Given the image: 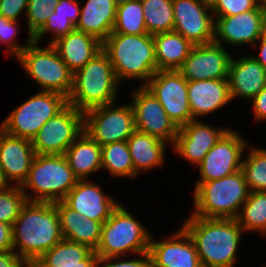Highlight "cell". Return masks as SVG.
Here are the masks:
<instances>
[{
  "mask_svg": "<svg viewBox=\"0 0 266 267\" xmlns=\"http://www.w3.org/2000/svg\"><path fill=\"white\" fill-rule=\"evenodd\" d=\"M12 226L13 251L28 265L63 240L54 202L28 201Z\"/></svg>",
  "mask_w": 266,
  "mask_h": 267,
  "instance_id": "obj_1",
  "label": "cell"
},
{
  "mask_svg": "<svg viewBox=\"0 0 266 267\" xmlns=\"http://www.w3.org/2000/svg\"><path fill=\"white\" fill-rule=\"evenodd\" d=\"M182 228L191 237L202 267H234L243 234L236 219L191 215Z\"/></svg>",
  "mask_w": 266,
  "mask_h": 267,
  "instance_id": "obj_2",
  "label": "cell"
},
{
  "mask_svg": "<svg viewBox=\"0 0 266 267\" xmlns=\"http://www.w3.org/2000/svg\"><path fill=\"white\" fill-rule=\"evenodd\" d=\"M102 50L113 66L118 83L124 78L141 79L145 86L157 72L155 42L152 35L111 33L103 42Z\"/></svg>",
  "mask_w": 266,
  "mask_h": 267,
  "instance_id": "obj_3",
  "label": "cell"
},
{
  "mask_svg": "<svg viewBox=\"0 0 266 267\" xmlns=\"http://www.w3.org/2000/svg\"><path fill=\"white\" fill-rule=\"evenodd\" d=\"M118 84L111 61L101 50L73 73L68 104L84 113L96 107L115 103Z\"/></svg>",
  "mask_w": 266,
  "mask_h": 267,
  "instance_id": "obj_4",
  "label": "cell"
},
{
  "mask_svg": "<svg viewBox=\"0 0 266 267\" xmlns=\"http://www.w3.org/2000/svg\"><path fill=\"white\" fill-rule=\"evenodd\" d=\"M196 183L192 215L198 217L236 219L250 193L242 170L221 179Z\"/></svg>",
  "mask_w": 266,
  "mask_h": 267,
  "instance_id": "obj_5",
  "label": "cell"
},
{
  "mask_svg": "<svg viewBox=\"0 0 266 267\" xmlns=\"http://www.w3.org/2000/svg\"><path fill=\"white\" fill-rule=\"evenodd\" d=\"M79 181L64 155L36 154L27 179L20 186L28 201H62ZM27 189L32 190V195Z\"/></svg>",
  "mask_w": 266,
  "mask_h": 267,
  "instance_id": "obj_6",
  "label": "cell"
},
{
  "mask_svg": "<svg viewBox=\"0 0 266 267\" xmlns=\"http://www.w3.org/2000/svg\"><path fill=\"white\" fill-rule=\"evenodd\" d=\"M150 239L147 229L119 204L102 224L100 241L94 252L99 258H125L128 252L139 255L149 251Z\"/></svg>",
  "mask_w": 266,
  "mask_h": 267,
  "instance_id": "obj_7",
  "label": "cell"
},
{
  "mask_svg": "<svg viewBox=\"0 0 266 267\" xmlns=\"http://www.w3.org/2000/svg\"><path fill=\"white\" fill-rule=\"evenodd\" d=\"M31 41L16 57L25 71L41 86V91H51L68 98L73 84V72L60 58L52 44L38 47Z\"/></svg>",
  "mask_w": 266,
  "mask_h": 267,
  "instance_id": "obj_8",
  "label": "cell"
},
{
  "mask_svg": "<svg viewBox=\"0 0 266 267\" xmlns=\"http://www.w3.org/2000/svg\"><path fill=\"white\" fill-rule=\"evenodd\" d=\"M67 105L68 99L64 95L39 90L5 118L2 122L3 131L11 136L32 141L41 127Z\"/></svg>",
  "mask_w": 266,
  "mask_h": 267,
  "instance_id": "obj_9",
  "label": "cell"
},
{
  "mask_svg": "<svg viewBox=\"0 0 266 267\" xmlns=\"http://www.w3.org/2000/svg\"><path fill=\"white\" fill-rule=\"evenodd\" d=\"M135 130L131 104L112 103L83 113V131L100 146L127 141Z\"/></svg>",
  "mask_w": 266,
  "mask_h": 267,
  "instance_id": "obj_10",
  "label": "cell"
},
{
  "mask_svg": "<svg viewBox=\"0 0 266 267\" xmlns=\"http://www.w3.org/2000/svg\"><path fill=\"white\" fill-rule=\"evenodd\" d=\"M82 132L83 113L68 104L41 127L31 142L35 154L64 155Z\"/></svg>",
  "mask_w": 266,
  "mask_h": 267,
  "instance_id": "obj_11",
  "label": "cell"
},
{
  "mask_svg": "<svg viewBox=\"0 0 266 267\" xmlns=\"http://www.w3.org/2000/svg\"><path fill=\"white\" fill-rule=\"evenodd\" d=\"M145 87L159 100L178 128L192 120L188 81L178 70H158Z\"/></svg>",
  "mask_w": 266,
  "mask_h": 267,
  "instance_id": "obj_12",
  "label": "cell"
},
{
  "mask_svg": "<svg viewBox=\"0 0 266 267\" xmlns=\"http://www.w3.org/2000/svg\"><path fill=\"white\" fill-rule=\"evenodd\" d=\"M239 134L235 130L228 129L219 138L197 165L200 170V180L197 182L221 179L241 170V157L248 144Z\"/></svg>",
  "mask_w": 266,
  "mask_h": 267,
  "instance_id": "obj_13",
  "label": "cell"
},
{
  "mask_svg": "<svg viewBox=\"0 0 266 267\" xmlns=\"http://www.w3.org/2000/svg\"><path fill=\"white\" fill-rule=\"evenodd\" d=\"M132 98L135 129L173 146L179 128L166 114L159 100L145 86H139Z\"/></svg>",
  "mask_w": 266,
  "mask_h": 267,
  "instance_id": "obj_14",
  "label": "cell"
},
{
  "mask_svg": "<svg viewBox=\"0 0 266 267\" xmlns=\"http://www.w3.org/2000/svg\"><path fill=\"white\" fill-rule=\"evenodd\" d=\"M266 33L264 9L260 3L255 9L215 18L214 43L223 45L255 44ZM222 41V42H221Z\"/></svg>",
  "mask_w": 266,
  "mask_h": 267,
  "instance_id": "obj_15",
  "label": "cell"
},
{
  "mask_svg": "<svg viewBox=\"0 0 266 267\" xmlns=\"http://www.w3.org/2000/svg\"><path fill=\"white\" fill-rule=\"evenodd\" d=\"M231 59L223 45H194L178 71L187 81L228 79Z\"/></svg>",
  "mask_w": 266,
  "mask_h": 267,
  "instance_id": "obj_16",
  "label": "cell"
},
{
  "mask_svg": "<svg viewBox=\"0 0 266 267\" xmlns=\"http://www.w3.org/2000/svg\"><path fill=\"white\" fill-rule=\"evenodd\" d=\"M173 14L174 32L181 34L193 45L213 42L214 14L198 0H173Z\"/></svg>",
  "mask_w": 266,
  "mask_h": 267,
  "instance_id": "obj_17",
  "label": "cell"
},
{
  "mask_svg": "<svg viewBox=\"0 0 266 267\" xmlns=\"http://www.w3.org/2000/svg\"><path fill=\"white\" fill-rule=\"evenodd\" d=\"M151 267H202L195 245L181 227L169 239L149 244Z\"/></svg>",
  "mask_w": 266,
  "mask_h": 267,
  "instance_id": "obj_18",
  "label": "cell"
},
{
  "mask_svg": "<svg viewBox=\"0 0 266 267\" xmlns=\"http://www.w3.org/2000/svg\"><path fill=\"white\" fill-rule=\"evenodd\" d=\"M105 194L101 186L91 180H79L62 201L84 218L103 224L119 205L114 198Z\"/></svg>",
  "mask_w": 266,
  "mask_h": 267,
  "instance_id": "obj_19",
  "label": "cell"
},
{
  "mask_svg": "<svg viewBox=\"0 0 266 267\" xmlns=\"http://www.w3.org/2000/svg\"><path fill=\"white\" fill-rule=\"evenodd\" d=\"M199 119H193L179 128L173 149L179 156L197 166L228 130L217 129Z\"/></svg>",
  "mask_w": 266,
  "mask_h": 267,
  "instance_id": "obj_20",
  "label": "cell"
},
{
  "mask_svg": "<svg viewBox=\"0 0 266 267\" xmlns=\"http://www.w3.org/2000/svg\"><path fill=\"white\" fill-rule=\"evenodd\" d=\"M35 155L30 140L0 133V166L9 183L15 181L17 186L24 183Z\"/></svg>",
  "mask_w": 266,
  "mask_h": 267,
  "instance_id": "obj_21",
  "label": "cell"
},
{
  "mask_svg": "<svg viewBox=\"0 0 266 267\" xmlns=\"http://www.w3.org/2000/svg\"><path fill=\"white\" fill-rule=\"evenodd\" d=\"M228 81L232 100L237 96L252 100L266 87V69L253 56L232 58Z\"/></svg>",
  "mask_w": 266,
  "mask_h": 267,
  "instance_id": "obj_22",
  "label": "cell"
},
{
  "mask_svg": "<svg viewBox=\"0 0 266 267\" xmlns=\"http://www.w3.org/2000/svg\"><path fill=\"white\" fill-rule=\"evenodd\" d=\"M192 120L208 115L232 101L228 79L188 81Z\"/></svg>",
  "mask_w": 266,
  "mask_h": 267,
  "instance_id": "obj_23",
  "label": "cell"
},
{
  "mask_svg": "<svg viewBox=\"0 0 266 267\" xmlns=\"http://www.w3.org/2000/svg\"><path fill=\"white\" fill-rule=\"evenodd\" d=\"M52 45L73 73L102 50V42L99 39L77 29L58 38Z\"/></svg>",
  "mask_w": 266,
  "mask_h": 267,
  "instance_id": "obj_24",
  "label": "cell"
},
{
  "mask_svg": "<svg viewBox=\"0 0 266 267\" xmlns=\"http://www.w3.org/2000/svg\"><path fill=\"white\" fill-rule=\"evenodd\" d=\"M63 239L88 246L95 251L101 237L102 223L84 218L63 201L54 202Z\"/></svg>",
  "mask_w": 266,
  "mask_h": 267,
  "instance_id": "obj_25",
  "label": "cell"
},
{
  "mask_svg": "<svg viewBox=\"0 0 266 267\" xmlns=\"http://www.w3.org/2000/svg\"><path fill=\"white\" fill-rule=\"evenodd\" d=\"M99 257L88 246L63 239L45 252L35 267H98Z\"/></svg>",
  "mask_w": 266,
  "mask_h": 267,
  "instance_id": "obj_26",
  "label": "cell"
},
{
  "mask_svg": "<svg viewBox=\"0 0 266 267\" xmlns=\"http://www.w3.org/2000/svg\"><path fill=\"white\" fill-rule=\"evenodd\" d=\"M116 8L113 0H87L81 7L75 29L91 34L103 42L112 33Z\"/></svg>",
  "mask_w": 266,
  "mask_h": 267,
  "instance_id": "obj_27",
  "label": "cell"
},
{
  "mask_svg": "<svg viewBox=\"0 0 266 267\" xmlns=\"http://www.w3.org/2000/svg\"><path fill=\"white\" fill-rule=\"evenodd\" d=\"M127 144L134 166V178L142 171L160 167L165 162L167 143L155 136L135 130L127 139Z\"/></svg>",
  "mask_w": 266,
  "mask_h": 267,
  "instance_id": "obj_28",
  "label": "cell"
},
{
  "mask_svg": "<svg viewBox=\"0 0 266 267\" xmlns=\"http://www.w3.org/2000/svg\"><path fill=\"white\" fill-rule=\"evenodd\" d=\"M64 156L79 180H85L89 174L102 169L101 146L84 131L69 146Z\"/></svg>",
  "mask_w": 266,
  "mask_h": 267,
  "instance_id": "obj_29",
  "label": "cell"
},
{
  "mask_svg": "<svg viewBox=\"0 0 266 267\" xmlns=\"http://www.w3.org/2000/svg\"><path fill=\"white\" fill-rule=\"evenodd\" d=\"M158 70H178L188 57L193 44L171 31L153 35Z\"/></svg>",
  "mask_w": 266,
  "mask_h": 267,
  "instance_id": "obj_30",
  "label": "cell"
},
{
  "mask_svg": "<svg viewBox=\"0 0 266 267\" xmlns=\"http://www.w3.org/2000/svg\"><path fill=\"white\" fill-rule=\"evenodd\" d=\"M141 4L149 35L173 31V0H141Z\"/></svg>",
  "mask_w": 266,
  "mask_h": 267,
  "instance_id": "obj_31",
  "label": "cell"
},
{
  "mask_svg": "<svg viewBox=\"0 0 266 267\" xmlns=\"http://www.w3.org/2000/svg\"><path fill=\"white\" fill-rule=\"evenodd\" d=\"M102 169L113 177L134 178V166L127 141L108 143L101 146Z\"/></svg>",
  "mask_w": 266,
  "mask_h": 267,
  "instance_id": "obj_32",
  "label": "cell"
},
{
  "mask_svg": "<svg viewBox=\"0 0 266 267\" xmlns=\"http://www.w3.org/2000/svg\"><path fill=\"white\" fill-rule=\"evenodd\" d=\"M236 217L243 231L262 232L266 236V191L250 192Z\"/></svg>",
  "mask_w": 266,
  "mask_h": 267,
  "instance_id": "obj_33",
  "label": "cell"
},
{
  "mask_svg": "<svg viewBox=\"0 0 266 267\" xmlns=\"http://www.w3.org/2000/svg\"><path fill=\"white\" fill-rule=\"evenodd\" d=\"M112 33L129 35L148 34L141 0L131 1L117 6Z\"/></svg>",
  "mask_w": 266,
  "mask_h": 267,
  "instance_id": "obj_34",
  "label": "cell"
},
{
  "mask_svg": "<svg viewBox=\"0 0 266 267\" xmlns=\"http://www.w3.org/2000/svg\"><path fill=\"white\" fill-rule=\"evenodd\" d=\"M241 170L250 192L266 191V149L251 147Z\"/></svg>",
  "mask_w": 266,
  "mask_h": 267,
  "instance_id": "obj_35",
  "label": "cell"
},
{
  "mask_svg": "<svg viewBox=\"0 0 266 267\" xmlns=\"http://www.w3.org/2000/svg\"><path fill=\"white\" fill-rule=\"evenodd\" d=\"M27 202L26 194L20 186L13 184L0 190V222L13 225Z\"/></svg>",
  "mask_w": 266,
  "mask_h": 267,
  "instance_id": "obj_36",
  "label": "cell"
},
{
  "mask_svg": "<svg viewBox=\"0 0 266 267\" xmlns=\"http://www.w3.org/2000/svg\"><path fill=\"white\" fill-rule=\"evenodd\" d=\"M75 29V25L68 17L55 16V11L51 12L45 25L32 37L33 41L40 42L46 33L52 32L53 38L50 41L52 44L58 38L67 35Z\"/></svg>",
  "mask_w": 266,
  "mask_h": 267,
  "instance_id": "obj_37",
  "label": "cell"
},
{
  "mask_svg": "<svg viewBox=\"0 0 266 267\" xmlns=\"http://www.w3.org/2000/svg\"><path fill=\"white\" fill-rule=\"evenodd\" d=\"M17 33V21L0 16V43H6L8 53L10 52L9 54L14 55V57H17L33 40L32 37H29L27 44L21 46L14 42Z\"/></svg>",
  "mask_w": 266,
  "mask_h": 267,
  "instance_id": "obj_38",
  "label": "cell"
},
{
  "mask_svg": "<svg viewBox=\"0 0 266 267\" xmlns=\"http://www.w3.org/2000/svg\"><path fill=\"white\" fill-rule=\"evenodd\" d=\"M53 7L42 4H27L28 36L33 37L47 22Z\"/></svg>",
  "mask_w": 266,
  "mask_h": 267,
  "instance_id": "obj_39",
  "label": "cell"
},
{
  "mask_svg": "<svg viewBox=\"0 0 266 267\" xmlns=\"http://www.w3.org/2000/svg\"><path fill=\"white\" fill-rule=\"evenodd\" d=\"M260 3L259 0H218L212 13L214 17L237 15L255 9Z\"/></svg>",
  "mask_w": 266,
  "mask_h": 267,
  "instance_id": "obj_40",
  "label": "cell"
},
{
  "mask_svg": "<svg viewBox=\"0 0 266 267\" xmlns=\"http://www.w3.org/2000/svg\"><path fill=\"white\" fill-rule=\"evenodd\" d=\"M139 256L138 259L135 258L128 261L120 260L122 256L99 258L98 267H151L149 252L141 253ZM103 263L105 264L100 266Z\"/></svg>",
  "mask_w": 266,
  "mask_h": 267,
  "instance_id": "obj_41",
  "label": "cell"
},
{
  "mask_svg": "<svg viewBox=\"0 0 266 267\" xmlns=\"http://www.w3.org/2000/svg\"><path fill=\"white\" fill-rule=\"evenodd\" d=\"M76 0H60L53 10L55 16L68 17L69 20L76 26L79 21L81 6Z\"/></svg>",
  "mask_w": 266,
  "mask_h": 267,
  "instance_id": "obj_42",
  "label": "cell"
},
{
  "mask_svg": "<svg viewBox=\"0 0 266 267\" xmlns=\"http://www.w3.org/2000/svg\"><path fill=\"white\" fill-rule=\"evenodd\" d=\"M29 0H0V16L6 19L19 21V15L27 10Z\"/></svg>",
  "mask_w": 266,
  "mask_h": 267,
  "instance_id": "obj_43",
  "label": "cell"
},
{
  "mask_svg": "<svg viewBox=\"0 0 266 267\" xmlns=\"http://www.w3.org/2000/svg\"><path fill=\"white\" fill-rule=\"evenodd\" d=\"M13 251V226L0 222V252Z\"/></svg>",
  "mask_w": 266,
  "mask_h": 267,
  "instance_id": "obj_44",
  "label": "cell"
},
{
  "mask_svg": "<svg viewBox=\"0 0 266 267\" xmlns=\"http://www.w3.org/2000/svg\"><path fill=\"white\" fill-rule=\"evenodd\" d=\"M255 121L266 119V87L263 88L253 99Z\"/></svg>",
  "mask_w": 266,
  "mask_h": 267,
  "instance_id": "obj_45",
  "label": "cell"
},
{
  "mask_svg": "<svg viewBox=\"0 0 266 267\" xmlns=\"http://www.w3.org/2000/svg\"><path fill=\"white\" fill-rule=\"evenodd\" d=\"M0 267H28V264L14 251H6L0 252Z\"/></svg>",
  "mask_w": 266,
  "mask_h": 267,
  "instance_id": "obj_46",
  "label": "cell"
},
{
  "mask_svg": "<svg viewBox=\"0 0 266 267\" xmlns=\"http://www.w3.org/2000/svg\"><path fill=\"white\" fill-rule=\"evenodd\" d=\"M261 42L259 44V57L258 56H253L265 69H266V33L257 41Z\"/></svg>",
  "mask_w": 266,
  "mask_h": 267,
  "instance_id": "obj_47",
  "label": "cell"
},
{
  "mask_svg": "<svg viewBox=\"0 0 266 267\" xmlns=\"http://www.w3.org/2000/svg\"><path fill=\"white\" fill-rule=\"evenodd\" d=\"M59 1L60 0H29L28 3L49 5L54 8Z\"/></svg>",
  "mask_w": 266,
  "mask_h": 267,
  "instance_id": "obj_48",
  "label": "cell"
},
{
  "mask_svg": "<svg viewBox=\"0 0 266 267\" xmlns=\"http://www.w3.org/2000/svg\"><path fill=\"white\" fill-rule=\"evenodd\" d=\"M10 186H11V183L9 184V182L6 179L4 172L0 166V190L6 189Z\"/></svg>",
  "mask_w": 266,
  "mask_h": 267,
  "instance_id": "obj_49",
  "label": "cell"
},
{
  "mask_svg": "<svg viewBox=\"0 0 266 267\" xmlns=\"http://www.w3.org/2000/svg\"><path fill=\"white\" fill-rule=\"evenodd\" d=\"M202 5L207 7L210 10H213L218 3V0H198Z\"/></svg>",
  "mask_w": 266,
  "mask_h": 267,
  "instance_id": "obj_50",
  "label": "cell"
},
{
  "mask_svg": "<svg viewBox=\"0 0 266 267\" xmlns=\"http://www.w3.org/2000/svg\"><path fill=\"white\" fill-rule=\"evenodd\" d=\"M114 3L116 4V6L131 2V1H135V0H113Z\"/></svg>",
  "mask_w": 266,
  "mask_h": 267,
  "instance_id": "obj_51",
  "label": "cell"
},
{
  "mask_svg": "<svg viewBox=\"0 0 266 267\" xmlns=\"http://www.w3.org/2000/svg\"><path fill=\"white\" fill-rule=\"evenodd\" d=\"M262 6H263V9H264V14H265V19H266V0H263L261 2Z\"/></svg>",
  "mask_w": 266,
  "mask_h": 267,
  "instance_id": "obj_52",
  "label": "cell"
},
{
  "mask_svg": "<svg viewBox=\"0 0 266 267\" xmlns=\"http://www.w3.org/2000/svg\"><path fill=\"white\" fill-rule=\"evenodd\" d=\"M3 131L2 123L0 124V133Z\"/></svg>",
  "mask_w": 266,
  "mask_h": 267,
  "instance_id": "obj_53",
  "label": "cell"
}]
</instances>
